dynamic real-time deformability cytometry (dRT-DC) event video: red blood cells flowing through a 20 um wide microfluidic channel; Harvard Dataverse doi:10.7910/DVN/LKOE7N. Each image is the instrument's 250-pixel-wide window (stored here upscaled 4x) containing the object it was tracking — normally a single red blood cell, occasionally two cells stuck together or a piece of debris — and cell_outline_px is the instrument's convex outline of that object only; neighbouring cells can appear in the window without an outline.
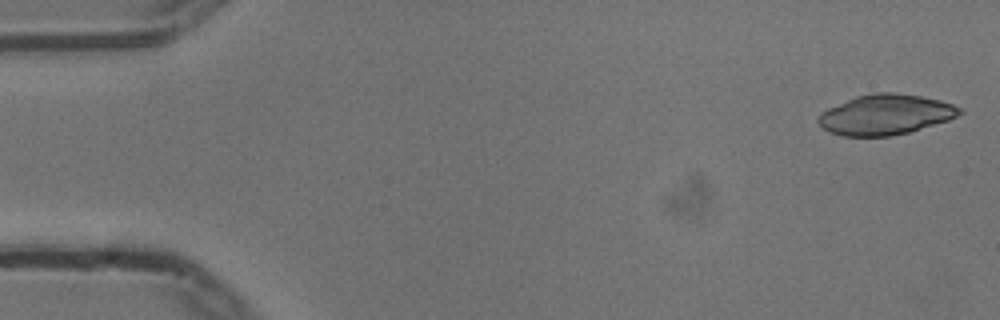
{"species": "common noctule bat (a hibernating species)", "species_latin": "Nyctalus noctula", "temperature_condition": "cold", "stored_images_in_passage": 53, "camera_frame_rate_fps": 3000, "um_per_image_px": 0.085, "animal": {"sex": "male", "body_mass_g": 13.3}, "frame": {"image": 1, "passage_image": 1, "time_ms": 0.0, "image_size_px": [1000, 320], "cell_outline_px": [[964, 112], [948, 120], [908, 132], [888, 136], [844, 136], [832, 132], [824, 128], [816, 120], [820, 112], [828, 108], [856, 96], [876, 92], [892, 92], [920, 96], [940, 100], [952, 104], [960, 108]], "centroid_in_image_um": [75.25, 9.73], "position_along_channel_um": 9.7, "area_um2": 32.83}}